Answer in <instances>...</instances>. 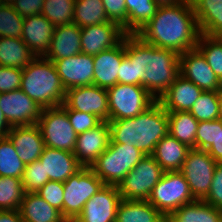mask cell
I'll list each match as a JSON object with an SVG mask.
<instances>
[{
	"label": "cell",
	"instance_id": "9a60e30c",
	"mask_svg": "<svg viewBox=\"0 0 222 222\" xmlns=\"http://www.w3.org/2000/svg\"><path fill=\"white\" fill-rule=\"evenodd\" d=\"M52 62L66 90L93 85L94 60L92 55L81 52Z\"/></svg>",
	"mask_w": 222,
	"mask_h": 222
},
{
	"label": "cell",
	"instance_id": "d6986e66",
	"mask_svg": "<svg viewBox=\"0 0 222 222\" xmlns=\"http://www.w3.org/2000/svg\"><path fill=\"white\" fill-rule=\"evenodd\" d=\"M124 55L125 36L114 47L94 55L93 85L107 90L117 84L120 64Z\"/></svg>",
	"mask_w": 222,
	"mask_h": 222
},
{
	"label": "cell",
	"instance_id": "30bf717a",
	"mask_svg": "<svg viewBox=\"0 0 222 222\" xmlns=\"http://www.w3.org/2000/svg\"><path fill=\"white\" fill-rule=\"evenodd\" d=\"M152 155H146L118 185L124 200H148L164 174Z\"/></svg>",
	"mask_w": 222,
	"mask_h": 222
},
{
	"label": "cell",
	"instance_id": "52a82bcc",
	"mask_svg": "<svg viewBox=\"0 0 222 222\" xmlns=\"http://www.w3.org/2000/svg\"><path fill=\"white\" fill-rule=\"evenodd\" d=\"M107 93L109 120L133 118L156 101L141 85L117 83Z\"/></svg>",
	"mask_w": 222,
	"mask_h": 222
},
{
	"label": "cell",
	"instance_id": "7a4b0ae2",
	"mask_svg": "<svg viewBox=\"0 0 222 222\" xmlns=\"http://www.w3.org/2000/svg\"><path fill=\"white\" fill-rule=\"evenodd\" d=\"M136 34L149 44L180 55L196 49L201 33L191 0H184L159 6L155 16Z\"/></svg>",
	"mask_w": 222,
	"mask_h": 222
},
{
	"label": "cell",
	"instance_id": "ffe728a7",
	"mask_svg": "<svg viewBox=\"0 0 222 222\" xmlns=\"http://www.w3.org/2000/svg\"><path fill=\"white\" fill-rule=\"evenodd\" d=\"M6 137L11 141L24 165L39 160L45 147L37 124L12 126Z\"/></svg>",
	"mask_w": 222,
	"mask_h": 222
},
{
	"label": "cell",
	"instance_id": "f6af8a7d",
	"mask_svg": "<svg viewBox=\"0 0 222 222\" xmlns=\"http://www.w3.org/2000/svg\"><path fill=\"white\" fill-rule=\"evenodd\" d=\"M22 69L0 66V93L20 89Z\"/></svg>",
	"mask_w": 222,
	"mask_h": 222
},
{
	"label": "cell",
	"instance_id": "4dcf8cb0",
	"mask_svg": "<svg viewBox=\"0 0 222 222\" xmlns=\"http://www.w3.org/2000/svg\"><path fill=\"white\" fill-rule=\"evenodd\" d=\"M168 113V133L189 148L196 149V132L199 122L189 111Z\"/></svg>",
	"mask_w": 222,
	"mask_h": 222
},
{
	"label": "cell",
	"instance_id": "5bb4252c",
	"mask_svg": "<svg viewBox=\"0 0 222 222\" xmlns=\"http://www.w3.org/2000/svg\"><path fill=\"white\" fill-rule=\"evenodd\" d=\"M0 108L11 126L37 124L43 109L21 89L0 93Z\"/></svg>",
	"mask_w": 222,
	"mask_h": 222
},
{
	"label": "cell",
	"instance_id": "9c48e42d",
	"mask_svg": "<svg viewBox=\"0 0 222 222\" xmlns=\"http://www.w3.org/2000/svg\"><path fill=\"white\" fill-rule=\"evenodd\" d=\"M37 126L46 147L74 151L78 135L70 124L67 109L63 105L42 109Z\"/></svg>",
	"mask_w": 222,
	"mask_h": 222
},
{
	"label": "cell",
	"instance_id": "ac0fdd59",
	"mask_svg": "<svg viewBox=\"0 0 222 222\" xmlns=\"http://www.w3.org/2000/svg\"><path fill=\"white\" fill-rule=\"evenodd\" d=\"M109 143V122L102 121L91 130L78 134L73 154L83 167H91Z\"/></svg>",
	"mask_w": 222,
	"mask_h": 222
},
{
	"label": "cell",
	"instance_id": "9f6ffc18",
	"mask_svg": "<svg viewBox=\"0 0 222 222\" xmlns=\"http://www.w3.org/2000/svg\"><path fill=\"white\" fill-rule=\"evenodd\" d=\"M219 91H222V77L219 79Z\"/></svg>",
	"mask_w": 222,
	"mask_h": 222
},
{
	"label": "cell",
	"instance_id": "484cf974",
	"mask_svg": "<svg viewBox=\"0 0 222 222\" xmlns=\"http://www.w3.org/2000/svg\"><path fill=\"white\" fill-rule=\"evenodd\" d=\"M190 149L168 133L156 145L152 156L165 172L180 171Z\"/></svg>",
	"mask_w": 222,
	"mask_h": 222
},
{
	"label": "cell",
	"instance_id": "83f0119b",
	"mask_svg": "<svg viewBox=\"0 0 222 222\" xmlns=\"http://www.w3.org/2000/svg\"><path fill=\"white\" fill-rule=\"evenodd\" d=\"M116 222H168L151 203L146 200L122 199L117 208Z\"/></svg>",
	"mask_w": 222,
	"mask_h": 222
},
{
	"label": "cell",
	"instance_id": "b9f144b4",
	"mask_svg": "<svg viewBox=\"0 0 222 222\" xmlns=\"http://www.w3.org/2000/svg\"><path fill=\"white\" fill-rule=\"evenodd\" d=\"M67 116L77 135L91 130L102 122V120L94 114L76 110H67Z\"/></svg>",
	"mask_w": 222,
	"mask_h": 222
},
{
	"label": "cell",
	"instance_id": "ab89813d",
	"mask_svg": "<svg viewBox=\"0 0 222 222\" xmlns=\"http://www.w3.org/2000/svg\"><path fill=\"white\" fill-rule=\"evenodd\" d=\"M21 180L24 193H36L45 184V171L40 160L25 165Z\"/></svg>",
	"mask_w": 222,
	"mask_h": 222
},
{
	"label": "cell",
	"instance_id": "c3c4849f",
	"mask_svg": "<svg viewBox=\"0 0 222 222\" xmlns=\"http://www.w3.org/2000/svg\"><path fill=\"white\" fill-rule=\"evenodd\" d=\"M206 151L216 162L222 163V120L221 119H217L216 141Z\"/></svg>",
	"mask_w": 222,
	"mask_h": 222
},
{
	"label": "cell",
	"instance_id": "4fadbf2b",
	"mask_svg": "<svg viewBox=\"0 0 222 222\" xmlns=\"http://www.w3.org/2000/svg\"><path fill=\"white\" fill-rule=\"evenodd\" d=\"M122 197L118 186L104 185L84 205L73 222H116V214Z\"/></svg>",
	"mask_w": 222,
	"mask_h": 222
},
{
	"label": "cell",
	"instance_id": "8fae6325",
	"mask_svg": "<svg viewBox=\"0 0 222 222\" xmlns=\"http://www.w3.org/2000/svg\"><path fill=\"white\" fill-rule=\"evenodd\" d=\"M216 162L206 150L191 148L180 173L189 184L195 200H204L211 188Z\"/></svg>",
	"mask_w": 222,
	"mask_h": 222
},
{
	"label": "cell",
	"instance_id": "60d3db41",
	"mask_svg": "<svg viewBox=\"0 0 222 222\" xmlns=\"http://www.w3.org/2000/svg\"><path fill=\"white\" fill-rule=\"evenodd\" d=\"M63 182L49 180L36 193L63 215Z\"/></svg>",
	"mask_w": 222,
	"mask_h": 222
},
{
	"label": "cell",
	"instance_id": "d4e9b609",
	"mask_svg": "<svg viewBox=\"0 0 222 222\" xmlns=\"http://www.w3.org/2000/svg\"><path fill=\"white\" fill-rule=\"evenodd\" d=\"M19 212L24 222H67L58 209L37 193H24Z\"/></svg>",
	"mask_w": 222,
	"mask_h": 222
},
{
	"label": "cell",
	"instance_id": "e0dca14e",
	"mask_svg": "<svg viewBox=\"0 0 222 222\" xmlns=\"http://www.w3.org/2000/svg\"><path fill=\"white\" fill-rule=\"evenodd\" d=\"M125 35L123 29L112 21L83 27L81 28L82 53L97 55L117 45Z\"/></svg>",
	"mask_w": 222,
	"mask_h": 222
},
{
	"label": "cell",
	"instance_id": "8992f818",
	"mask_svg": "<svg viewBox=\"0 0 222 222\" xmlns=\"http://www.w3.org/2000/svg\"><path fill=\"white\" fill-rule=\"evenodd\" d=\"M104 185L90 167H82L63 182V217L67 222H73L85 203Z\"/></svg>",
	"mask_w": 222,
	"mask_h": 222
},
{
	"label": "cell",
	"instance_id": "816d5d0a",
	"mask_svg": "<svg viewBox=\"0 0 222 222\" xmlns=\"http://www.w3.org/2000/svg\"><path fill=\"white\" fill-rule=\"evenodd\" d=\"M11 127L0 108V137H6Z\"/></svg>",
	"mask_w": 222,
	"mask_h": 222
},
{
	"label": "cell",
	"instance_id": "4316f807",
	"mask_svg": "<svg viewBox=\"0 0 222 222\" xmlns=\"http://www.w3.org/2000/svg\"><path fill=\"white\" fill-rule=\"evenodd\" d=\"M201 34L222 36V0H191Z\"/></svg>",
	"mask_w": 222,
	"mask_h": 222
},
{
	"label": "cell",
	"instance_id": "8d00e7d4",
	"mask_svg": "<svg viewBox=\"0 0 222 222\" xmlns=\"http://www.w3.org/2000/svg\"><path fill=\"white\" fill-rule=\"evenodd\" d=\"M23 195L21 179L0 176V210H19Z\"/></svg>",
	"mask_w": 222,
	"mask_h": 222
},
{
	"label": "cell",
	"instance_id": "44dd1931",
	"mask_svg": "<svg viewBox=\"0 0 222 222\" xmlns=\"http://www.w3.org/2000/svg\"><path fill=\"white\" fill-rule=\"evenodd\" d=\"M39 160L45 171V183L49 180L65 182L83 167L73 152L53 149L46 146Z\"/></svg>",
	"mask_w": 222,
	"mask_h": 222
},
{
	"label": "cell",
	"instance_id": "2e32d148",
	"mask_svg": "<svg viewBox=\"0 0 222 222\" xmlns=\"http://www.w3.org/2000/svg\"><path fill=\"white\" fill-rule=\"evenodd\" d=\"M180 75L197 85L202 91H219V78L196 48L179 55Z\"/></svg>",
	"mask_w": 222,
	"mask_h": 222
},
{
	"label": "cell",
	"instance_id": "7402d4cb",
	"mask_svg": "<svg viewBox=\"0 0 222 222\" xmlns=\"http://www.w3.org/2000/svg\"><path fill=\"white\" fill-rule=\"evenodd\" d=\"M81 52V28L75 23H71L55 27L49 48L43 57L54 61Z\"/></svg>",
	"mask_w": 222,
	"mask_h": 222
},
{
	"label": "cell",
	"instance_id": "cb8c5ba5",
	"mask_svg": "<svg viewBox=\"0 0 222 222\" xmlns=\"http://www.w3.org/2000/svg\"><path fill=\"white\" fill-rule=\"evenodd\" d=\"M55 26L41 14L24 18L21 39L36 56H43L50 45Z\"/></svg>",
	"mask_w": 222,
	"mask_h": 222
},
{
	"label": "cell",
	"instance_id": "e575fe53",
	"mask_svg": "<svg viewBox=\"0 0 222 222\" xmlns=\"http://www.w3.org/2000/svg\"><path fill=\"white\" fill-rule=\"evenodd\" d=\"M196 48L206 58L216 76L222 77V36L200 34Z\"/></svg>",
	"mask_w": 222,
	"mask_h": 222
},
{
	"label": "cell",
	"instance_id": "db71d44e",
	"mask_svg": "<svg viewBox=\"0 0 222 222\" xmlns=\"http://www.w3.org/2000/svg\"><path fill=\"white\" fill-rule=\"evenodd\" d=\"M219 119L222 120V91H219Z\"/></svg>",
	"mask_w": 222,
	"mask_h": 222
},
{
	"label": "cell",
	"instance_id": "5b68a950",
	"mask_svg": "<svg viewBox=\"0 0 222 222\" xmlns=\"http://www.w3.org/2000/svg\"><path fill=\"white\" fill-rule=\"evenodd\" d=\"M145 156L141 150L129 144L109 143L90 168L105 185L118 186Z\"/></svg>",
	"mask_w": 222,
	"mask_h": 222
},
{
	"label": "cell",
	"instance_id": "6f0895ef",
	"mask_svg": "<svg viewBox=\"0 0 222 222\" xmlns=\"http://www.w3.org/2000/svg\"><path fill=\"white\" fill-rule=\"evenodd\" d=\"M3 3H4V2H3L2 0H0V7L3 5Z\"/></svg>",
	"mask_w": 222,
	"mask_h": 222
},
{
	"label": "cell",
	"instance_id": "7c38bea8",
	"mask_svg": "<svg viewBox=\"0 0 222 222\" xmlns=\"http://www.w3.org/2000/svg\"><path fill=\"white\" fill-rule=\"evenodd\" d=\"M63 106L67 110L94 114L102 121H109L107 90L96 85L66 90Z\"/></svg>",
	"mask_w": 222,
	"mask_h": 222
},
{
	"label": "cell",
	"instance_id": "f907efd6",
	"mask_svg": "<svg viewBox=\"0 0 222 222\" xmlns=\"http://www.w3.org/2000/svg\"><path fill=\"white\" fill-rule=\"evenodd\" d=\"M0 222H24L19 210H0Z\"/></svg>",
	"mask_w": 222,
	"mask_h": 222
},
{
	"label": "cell",
	"instance_id": "277c9868",
	"mask_svg": "<svg viewBox=\"0 0 222 222\" xmlns=\"http://www.w3.org/2000/svg\"><path fill=\"white\" fill-rule=\"evenodd\" d=\"M20 89L43 109L64 104L66 89L53 62L43 56L22 69Z\"/></svg>",
	"mask_w": 222,
	"mask_h": 222
},
{
	"label": "cell",
	"instance_id": "74e56055",
	"mask_svg": "<svg viewBox=\"0 0 222 222\" xmlns=\"http://www.w3.org/2000/svg\"><path fill=\"white\" fill-rule=\"evenodd\" d=\"M189 112L198 122L219 119V91H203Z\"/></svg>",
	"mask_w": 222,
	"mask_h": 222
},
{
	"label": "cell",
	"instance_id": "3957f363",
	"mask_svg": "<svg viewBox=\"0 0 222 222\" xmlns=\"http://www.w3.org/2000/svg\"><path fill=\"white\" fill-rule=\"evenodd\" d=\"M110 143L137 147L152 155L156 145L168 134V113L156 100L144 112L133 118L109 120Z\"/></svg>",
	"mask_w": 222,
	"mask_h": 222
},
{
	"label": "cell",
	"instance_id": "681fc988",
	"mask_svg": "<svg viewBox=\"0 0 222 222\" xmlns=\"http://www.w3.org/2000/svg\"><path fill=\"white\" fill-rule=\"evenodd\" d=\"M118 83L133 85L132 63L125 55L123 56L120 64Z\"/></svg>",
	"mask_w": 222,
	"mask_h": 222
},
{
	"label": "cell",
	"instance_id": "ba28073f",
	"mask_svg": "<svg viewBox=\"0 0 222 222\" xmlns=\"http://www.w3.org/2000/svg\"><path fill=\"white\" fill-rule=\"evenodd\" d=\"M163 216L195 201L189 184L179 171L164 172L147 200Z\"/></svg>",
	"mask_w": 222,
	"mask_h": 222
},
{
	"label": "cell",
	"instance_id": "11a10c76",
	"mask_svg": "<svg viewBox=\"0 0 222 222\" xmlns=\"http://www.w3.org/2000/svg\"><path fill=\"white\" fill-rule=\"evenodd\" d=\"M4 3H7V4H12L14 3L16 0H2Z\"/></svg>",
	"mask_w": 222,
	"mask_h": 222
},
{
	"label": "cell",
	"instance_id": "6da1fadb",
	"mask_svg": "<svg viewBox=\"0 0 222 222\" xmlns=\"http://www.w3.org/2000/svg\"><path fill=\"white\" fill-rule=\"evenodd\" d=\"M125 56L132 63L133 85L146 88L155 100H159L180 75L177 52L149 44L137 34L125 35Z\"/></svg>",
	"mask_w": 222,
	"mask_h": 222
},
{
	"label": "cell",
	"instance_id": "7dc6e473",
	"mask_svg": "<svg viewBox=\"0 0 222 222\" xmlns=\"http://www.w3.org/2000/svg\"><path fill=\"white\" fill-rule=\"evenodd\" d=\"M45 0H16L11 5L22 16L28 17L40 14Z\"/></svg>",
	"mask_w": 222,
	"mask_h": 222
},
{
	"label": "cell",
	"instance_id": "ee69618b",
	"mask_svg": "<svg viewBox=\"0 0 222 222\" xmlns=\"http://www.w3.org/2000/svg\"><path fill=\"white\" fill-rule=\"evenodd\" d=\"M217 120L201 121L196 132V149L207 150L216 141Z\"/></svg>",
	"mask_w": 222,
	"mask_h": 222
},
{
	"label": "cell",
	"instance_id": "f546056e",
	"mask_svg": "<svg viewBox=\"0 0 222 222\" xmlns=\"http://www.w3.org/2000/svg\"><path fill=\"white\" fill-rule=\"evenodd\" d=\"M35 57L21 38L0 37V66L24 69Z\"/></svg>",
	"mask_w": 222,
	"mask_h": 222
},
{
	"label": "cell",
	"instance_id": "d6a6232c",
	"mask_svg": "<svg viewBox=\"0 0 222 222\" xmlns=\"http://www.w3.org/2000/svg\"><path fill=\"white\" fill-rule=\"evenodd\" d=\"M108 21L102 0H75L73 23L79 28Z\"/></svg>",
	"mask_w": 222,
	"mask_h": 222
},
{
	"label": "cell",
	"instance_id": "f5cc1de1",
	"mask_svg": "<svg viewBox=\"0 0 222 222\" xmlns=\"http://www.w3.org/2000/svg\"><path fill=\"white\" fill-rule=\"evenodd\" d=\"M156 2L159 6H165V5H173L178 4L180 2H183L184 0H153Z\"/></svg>",
	"mask_w": 222,
	"mask_h": 222
},
{
	"label": "cell",
	"instance_id": "1f68e13d",
	"mask_svg": "<svg viewBox=\"0 0 222 222\" xmlns=\"http://www.w3.org/2000/svg\"><path fill=\"white\" fill-rule=\"evenodd\" d=\"M127 10V34H136L156 14L159 5L153 0H125Z\"/></svg>",
	"mask_w": 222,
	"mask_h": 222
},
{
	"label": "cell",
	"instance_id": "f35d334b",
	"mask_svg": "<svg viewBox=\"0 0 222 222\" xmlns=\"http://www.w3.org/2000/svg\"><path fill=\"white\" fill-rule=\"evenodd\" d=\"M24 17L11 4L3 3L0 7V37L21 38Z\"/></svg>",
	"mask_w": 222,
	"mask_h": 222
},
{
	"label": "cell",
	"instance_id": "7bdbcfd3",
	"mask_svg": "<svg viewBox=\"0 0 222 222\" xmlns=\"http://www.w3.org/2000/svg\"><path fill=\"white\" fill-rule=\"evenodd\" d=\"M109 21L118 24L127 34V10L125 0H102Z\"/></svg>",
	"mask_w": 222,
	"mask_h": 222
},
{
	"label": "cell",
	"instance_id": "603a6c76",
	"mask_svg": "<svg viewBox=\"0 0 222 222\" xmlns=\"http://www.w3.org/2000/svg\"><path fill=\"white\" fill-rule=\"evenodd\" d=\"M203 91L179 75L158 100L167 112L189 111Z\"/></svg>",
	"mask_w": 222,
	"mask_h": 222
},
{
	"label": "cell",
	"instance_id": "d590c367",
	"mask_svg": "<svg viewBox=\"0 0 222 222\" xmlns=\"http://www.w3.org/2000/svg\"><path fill=\"white\" fill-rule=\"evenodd\" d=\"M75 0H45L41 15L55 27L73 23Z\"/></svg>",
	"mask_w": 222,
	"mask_h": 222
},
{
	"label": "cell",
	"instance_id": "f1b7e54d",
	"mask_svg": "<svg viewBox=\"0 0 222 222\" xmlns=\"http://www.w3.org/2000/svg\"><path fill=\"white\" fill-rule=\"evenodd\" d=\"M168 222H222V210L206 203L195 200L171 212Z\"/></svg>",
	"mask_w": 222,
	"mask_h": 222
},
{
	"label": "cell",
	"instance_id": "bcb514c9",
	"mask_svg": "<svg viewBox=\"0 0 222 222\" xmlns=\"http://www.w3.org/2000/svg\"><path fill=\"white\" fill-rule=\"evenodd\" d=\"M204 201L222 210V163H217L210 191Z\"/></svg>",
	"mask_w": 222,
	"mask_h": 222
},
{
	"label": "cell",
	"instance_id": "836d02e7",
	"mask_svg": "<svg viewBox=\"0 0 222 222\" xmlns=\"http://www.w3.org/2000/svg\"><path fill=\"white\" fill-rule=\"evenodd\" d=\"M25 165L7 137H0V176L22 179Z\"/></svg>",
	"mask_w": 222,
	"mask_h": 222
}]
</instances>
